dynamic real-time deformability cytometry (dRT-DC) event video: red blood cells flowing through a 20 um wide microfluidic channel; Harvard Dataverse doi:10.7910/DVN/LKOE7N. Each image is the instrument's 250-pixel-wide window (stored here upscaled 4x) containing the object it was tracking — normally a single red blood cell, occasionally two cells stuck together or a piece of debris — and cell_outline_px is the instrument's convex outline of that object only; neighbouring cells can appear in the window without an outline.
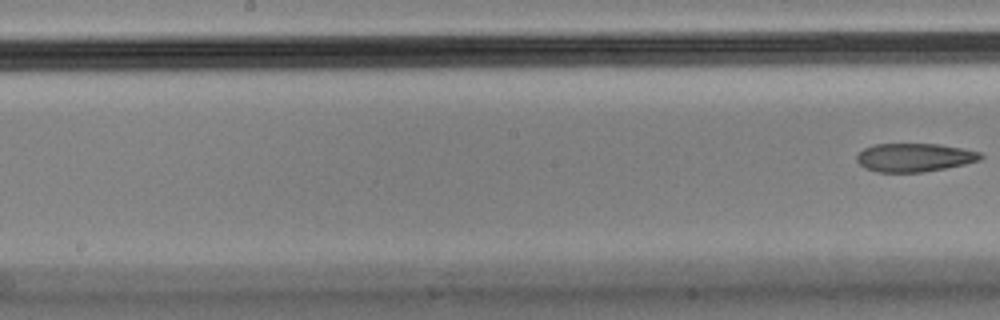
{"species": "Egyptian fruit bat (a non-hibernating species)", "species_latin": "Rousettus aegyptiacus", "temperature_condition": "cold", "stored_images_in_passage": 10, "segment_of_instrument_passage": [2, 2], "camera_frame_rate_fps": 3000, "um_per_image_px": 0.085, "animal": {"sex": "male"}, "frame": {"image": 1, "passage_image": 10, "time_ms": 3.0, "image_size_px": [1000, 320], "cell_outline_px": [[984, 156], [980, 160], [964, 164], [924, 172], [876, 172], [864, 168], [856, 160], [856, 156], [864, 148], [876, 144], [940, 144], [980, 152]], "centroid_in_image_um": [77.71, 13.39], "position_along_channel_um": 170.5, "area_um2": 20.46}}